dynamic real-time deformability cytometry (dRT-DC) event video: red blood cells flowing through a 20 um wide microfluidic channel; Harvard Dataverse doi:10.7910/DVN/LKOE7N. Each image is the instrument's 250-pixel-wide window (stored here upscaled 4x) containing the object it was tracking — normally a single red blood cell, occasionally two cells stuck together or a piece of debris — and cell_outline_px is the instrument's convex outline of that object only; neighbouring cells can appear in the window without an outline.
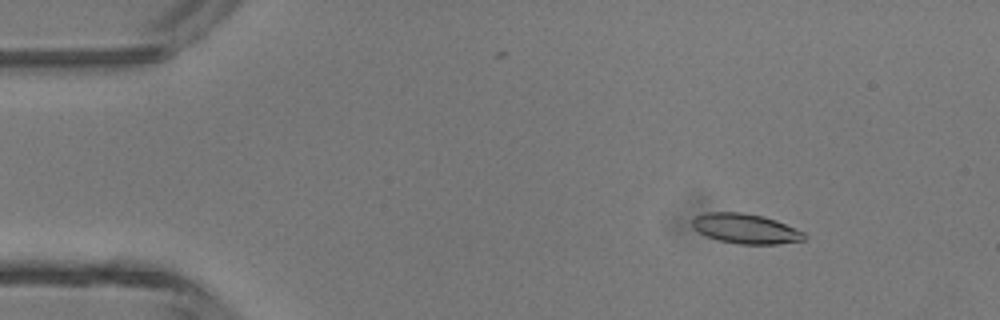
{"species": "common noctule bat (a hibernating species)", "species_latin": "Nyctalus noctula", "temperature_condition": "room temperature", "stored_images_in_passage": 44, "camera_frame_rate_fps": 3000, "um_per_image_px": 0.085, "animal": {"sex": "male", "body_mass_g": 13.3}, "frame": {"image": 1, "passage_image": 3, "time_ms": 0.667, "image_size_px": [1000, 320], "cell_outline_px": [[808, 236], [804, 240], [776, 244], [740, 244], [720, 240], [708, 236], [692, 228], [692, 220], [696, 216], [708, 212], [740, 212], [764, 216], [776, 220], [804, 232]], "centroid_in_image_um": [63.4, 19.43], "position_along_channel_um": 21.6, "area_um2": 19.36}}
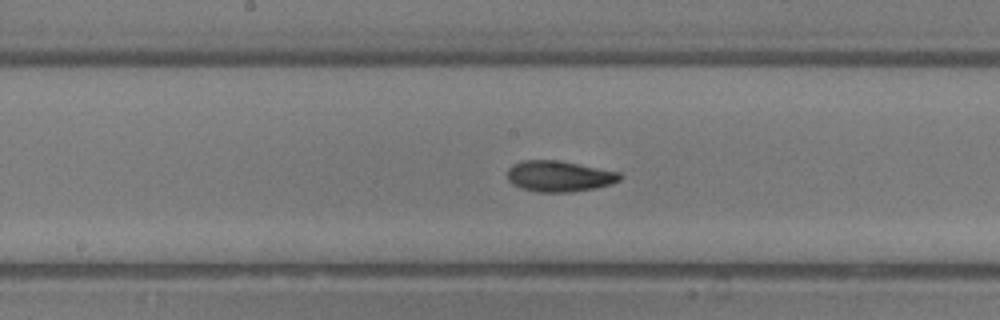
{"frame": {"image": 2, "passage_image": 21, "time_ms": 6.667, "image_size_px": [1000, 320], "cell_outline_px": [[624, 176], [620, 180], [612, 184], [596, 188], [568, 192], [540, 192], [520, 188], [512, 184], [508, 180], [508, 168], [512, 164], [524, 160], [560, 160], [620, 172]], "centroid_in_image_um": [47.55, 14.97], "position_along_channel_um": 200.6, "area_um2": 20.46}}
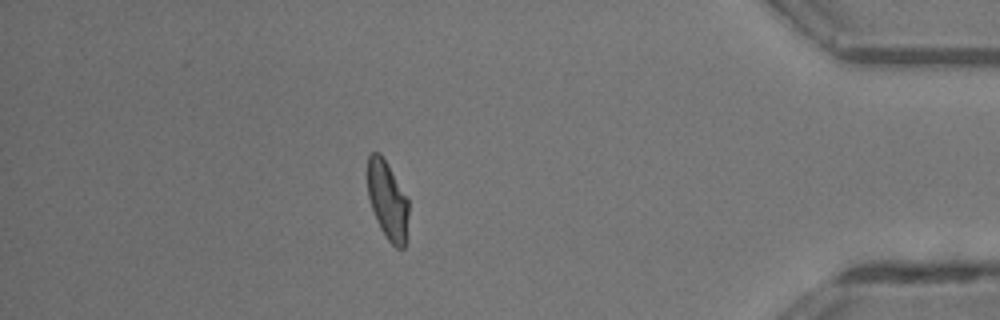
{"frame": {"image": 3, "passage_image": 38, "time_ms": 12.333, "image_size_px": [1000, 320], "cell_outline_px": [[408, 216], [404, 248], [396, 248], [388, 240], [380, 228], [372, 208], [368, 196], [368, 156], [372, 152], [380, 152], [408, 200]], "centroid_in_image_um": [32.93, 17.04], "position_along_channel_um": 402.3, "area_um2": 18.26}, "authors_computed_cell_mechanics": {"area_um2": 19.6231, "velocity_mm_per_s": 4.3621, "shape_relaxation_time_tau1_ms": 4.4413, "shape_relaxation_time_tau2_ms": 2.8522, "deformation_change_tau1": 0.1469, "deformation_change_tau2": 0.0861}}